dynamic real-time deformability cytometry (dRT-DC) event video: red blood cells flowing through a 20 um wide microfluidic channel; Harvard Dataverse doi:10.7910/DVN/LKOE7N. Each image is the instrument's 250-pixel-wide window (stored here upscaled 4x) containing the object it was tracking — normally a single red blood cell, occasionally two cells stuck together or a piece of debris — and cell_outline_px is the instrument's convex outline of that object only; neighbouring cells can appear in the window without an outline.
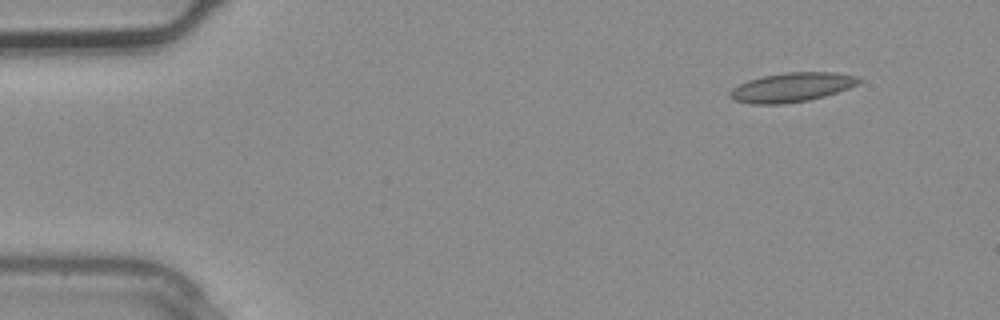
{"species": "common noctule bat (a hibernating species)", "species_latin": "Nyctalus noctula", "temperature_condition": "warm", "stored_images_in_passage": 2, "camera_frame_rate_fps": 3000, "um_per_image_px": 0.085, "animal": {"sex": "male", "body_mass_g": 20.4}, "frame": {"image": 1, "passage_image": 1, "time_ms": 0.0, "image_size_px": [1000, 320], "cell_outline_px": [[864, 80], [848, 88], [824, 96], [808, 100], [784, 104], [748, 104], [732, 100], [728, 96], [728, 92], [732, 88], [748, 80], [764, 76], [788, 72], [832, 72], [860, 76]], "centroid_in_image_um": [67.27, 7.43], "position_along_channel_um": 17.7, "area_um2": 22.08}}